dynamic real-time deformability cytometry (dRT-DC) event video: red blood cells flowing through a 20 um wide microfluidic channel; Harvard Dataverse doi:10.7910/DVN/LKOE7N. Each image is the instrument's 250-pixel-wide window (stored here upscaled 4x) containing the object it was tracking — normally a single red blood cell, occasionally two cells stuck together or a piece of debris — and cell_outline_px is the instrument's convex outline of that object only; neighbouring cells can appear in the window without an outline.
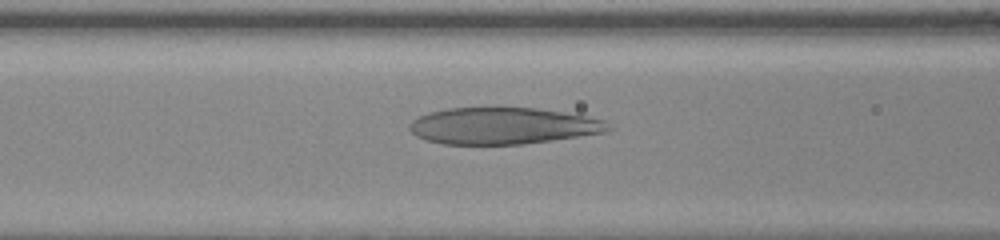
{"species": "human", "species_latin": "Homo sapiens", "temperature_condition": "warm", "stored_images_in_passage": 35, "camera_frame_rate_fps": 3000, "um_per_image_px": 0.085, "donor": {"sex": "female"}, "frame": {"image": 1, "passage_image": 11, "time_ms": 3.333, "image_size_px": [1000, 240], "cell_outline_px": [[612, 128], [608, 132], [524, 144], [440, 144], [424, 140], [416, 136], [408, 128], [408, 124], [412, 120], [428, 112], [448, 108], [536, 108], [584, 116], [604, 120]], "centroid_in_image_um": [42.7, 10.71], "position_along_channel_um": 123.9, "area_um2": 42.37}}
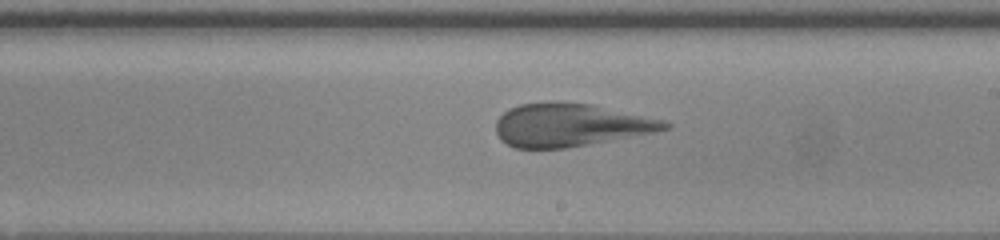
{"frame": {"image": 2, "passage_image": 20, "time_ms": 6.333, "image_size_px": [1000, 240], "cell_outline_px": [[672, 124], [668, 128], [652, 132], [588, 144], [564, 148], [516, 148], [500, 140], [496, 132], [496, 120], [508, 108], [520, 104], [548, 100], [556, 100], [592, 104], [664, 120]], "centroid_in_image_um": [48.41, 10.59], "position_along_channel_um": 240.6, "area_um2": 42.37}}
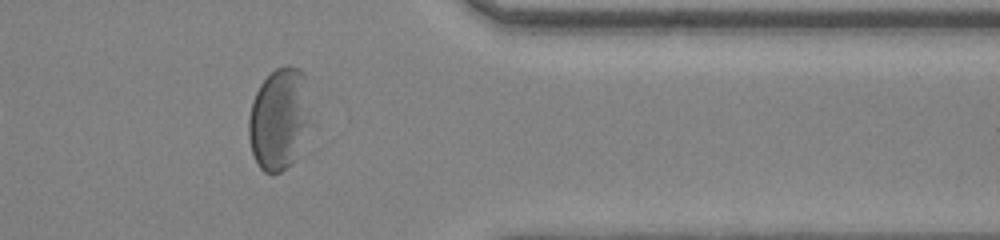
{"frame": {"image": 3, "passage_image": 32, "time_ms": 10.333, "image_size_px": [1000, 240], "cell_outline_px": [[316, 124], [292, 160], [280, 172], [264, 172], [260, 168], [252, 152], [248, 136], [248, 120], [252, 100], [260, 84], [276, 68], [300, 68], [304, 72]], "centroid_in_image_um": [23.81, 10.09], "position_along_channel_um": 387.6, "area_um2": 37.63}}